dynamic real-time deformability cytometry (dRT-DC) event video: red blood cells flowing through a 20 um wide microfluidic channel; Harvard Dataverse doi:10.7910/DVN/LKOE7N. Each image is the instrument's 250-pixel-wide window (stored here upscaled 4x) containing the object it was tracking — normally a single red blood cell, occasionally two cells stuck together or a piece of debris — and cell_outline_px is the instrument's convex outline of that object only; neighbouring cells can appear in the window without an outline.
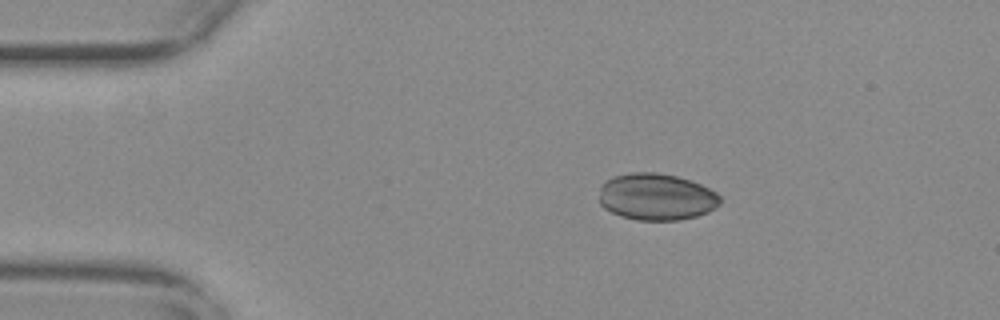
{"species": "common noctule bat (a hibernating species)", "species_latin": "Nyctalus noctula", "temperature_condition": "warm", "stored_images_in_passage": 54, "camera_frame_rate_fps": 3000, "um_per_image_px": 0.085, "animal": {"sex": "female", "body_mass_g": 29.2, "forearm_length_mm": 56.3}, "frame": {"image": 1, "passage_image": 9, "time_ms": 2.667, "image_size_px": [1000, 320], "cell_outline_px": [[720, 204], [716, 208], [708, 212], [696, 216], [680, 220], [636, 220], [620, 216], [604, 208], [600, 204], [600, 188], [612, 176], [632, 172], [656, 172], [676, 176], [692, 180], [716, 192], [720, 196]], "centroid_in_image_um": [55.81, 16.73], "position_along_channel_um": 29.2, "area_um2": 33.12}}
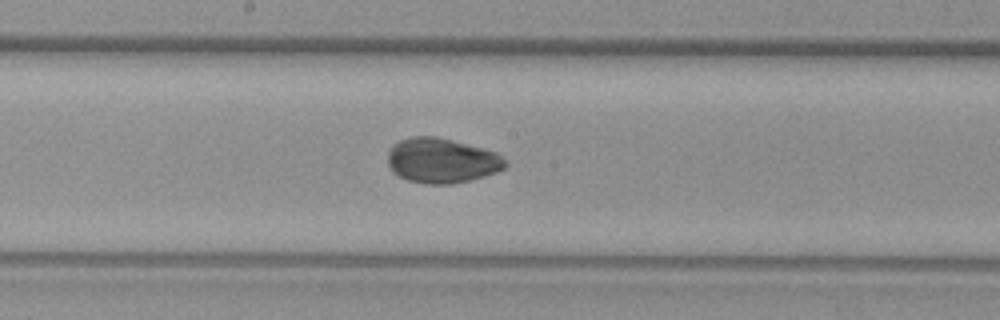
{"frame": {"image": 2, "passage_image": 28, "time_ms": 9.0, "image_size_px": [1000, 320], "cell_outline_px": [[508, 164], [504, 168], [496, 172], [484, 176], [452, 184], [424, 184], [408, 180], [392, 172], [388, 164], [388, 152], [392, 144], [400, 140], [412, 136], [436, 136], [452, 140], [496, 152]], "centroid_in_image_um": [37.51, 13.65], "position_along_channel_um": 210.7, "area_um2": 30.69}}
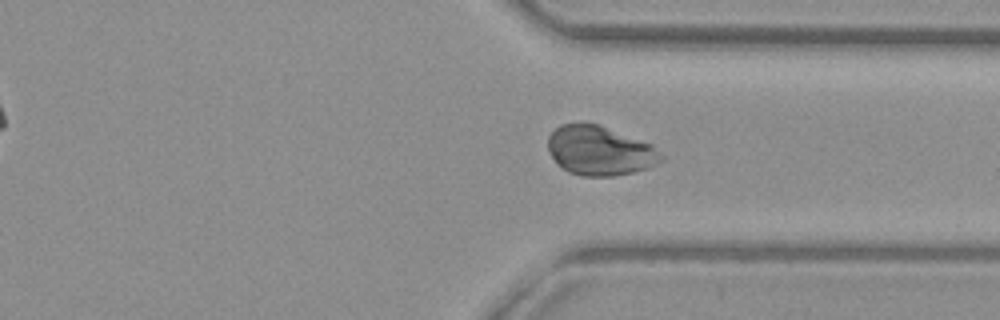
{"frame": {"image": 3, "passage_image": 40, "time_ms": 13.0, "image_size_px": [1000, 320], "cell_outline_px": [[664, 160], [648, 168], [632, 172], [612, 176], [584, 176], [568, 172], [556, 164], [548, 152], [548, 136], [560, 124], [580, 120], [600, 124], [652, 144], [664, 156]], "centroid_in_image_um": [50.95, 12.77], "position_along_channel_um": 360.4, "area_um2": 33.29}}